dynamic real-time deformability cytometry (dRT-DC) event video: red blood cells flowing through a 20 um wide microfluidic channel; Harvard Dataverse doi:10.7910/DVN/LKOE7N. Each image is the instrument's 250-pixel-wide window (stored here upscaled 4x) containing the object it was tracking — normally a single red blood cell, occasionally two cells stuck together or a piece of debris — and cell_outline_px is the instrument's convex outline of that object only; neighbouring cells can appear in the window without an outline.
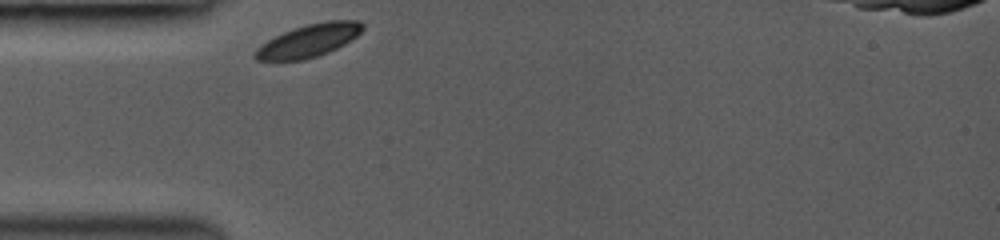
{"species": "common noctule bat (a hibernating species)", "species_latin": "Nyctalus noctula", "temperature_condition": "room temperature", "stored_images_in_passage": 25, "camera_frame_rate_fps": 3000, "um_per_image_px": 0.085, "animal": {"sex": "female", "body_mass_g": 19.0, "forearm_length_mm": 53.3}, "frame": {"image": 1, "passage_image": 1, "time_ms": 0.0, "image_size_px": [1000, 240], "cell_outline_px": [[364, 28], [356, 36], [344, 44], [328, 52], [304, 60], [256, 60], [252, 56], [252, 52], [256, 48], [268, 40], [292, 28], [308, 24], [328, 20], [356, 20], [364, 24]], "centroid_in_image_um": [26.22, 3.45], "position_along_channel_um": 58.8, "area_um2": 20.4}}
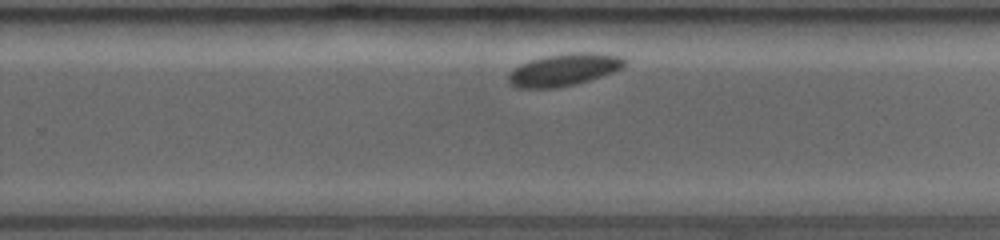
{"frame": {"image": 2, "passage_image": 16, "time_ms": 6.0, "image_size_px": [1000, 240], "cell_outline_px": [[628, 64], [624, 68], [576, 84], [556, 88], [516, 88], [508, 84], [508, 72], [520, 64], [544, 56], [572, 52], [596, 52], [620, 56], [628, 60]], "centroid_in_image_um": [47.95, 5.92], "position_along_channel_um": 281.9, "area_um2": 22.14}}
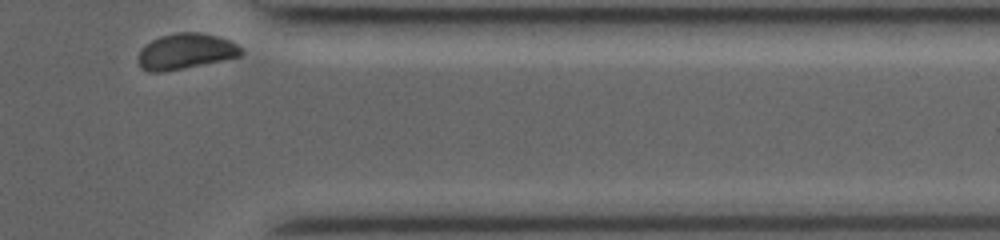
{"frame": {"image": 3, "passage_image": 25, "time_ms": 9.0, "image_size_px": [1000, 240], "cell_outline_px": [[244, 56], [184, 68], [160, 72], [148, 72], [140, 68], [136, 56], [140, 48], [152, 40], [160, 36], [176, 32], [200, 32], [216, 36], [228, 40], [244, 48]], "centroid_in_image_um": [15.77, 4.37], "position_along_channel_um": 395.6, "area_um2": 21.79}, "authors_computed_cell_mechanics": {"area_um2": 21.7906, "velocity_mm_per_s": 3.7779, "shape_relaxation_time_tau1_ms": 0.4941, "shape_relaxation_time_tau2_ms": null, "deformation_change_tau1": 0.0256, "deformation_change_tau2": null}}